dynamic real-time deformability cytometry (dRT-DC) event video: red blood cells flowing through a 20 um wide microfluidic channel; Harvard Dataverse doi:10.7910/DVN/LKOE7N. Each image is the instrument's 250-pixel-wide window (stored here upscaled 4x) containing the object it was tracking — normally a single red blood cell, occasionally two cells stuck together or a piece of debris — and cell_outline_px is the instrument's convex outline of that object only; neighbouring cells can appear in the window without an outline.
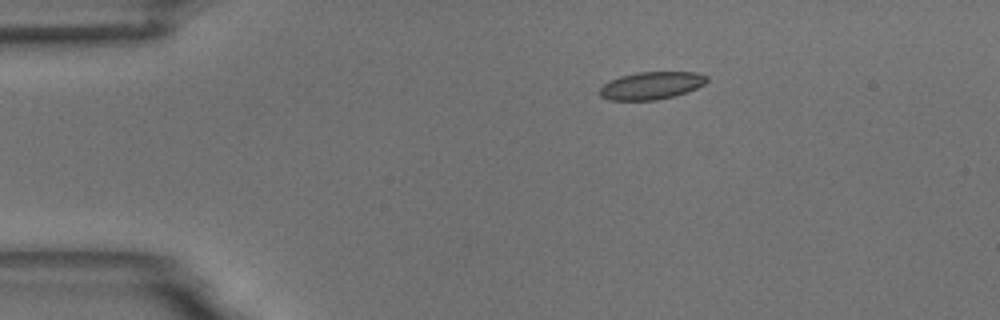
{"species": "common noctule bat (a hibernating species)", "species_latin": "Nyctalus noctula", "temperature_condition": "room temperature", "stored_images_in_passage": 47, "camera_frame_rate_fps": 3000, "um_per_image_px": 0.085, "animal": {"sex": "male", "body_mass_g": 18.8}, "frame": {"image": 1, "passage_image": 1, "time_ms": 0.0, "image_size_px": [1000, 320], "cell_outline_px": [[708, 80], [704, 84], [688, 92], [656, 100], [608, 100], [600, 96], [600, 88], [608, 80], [620, 76], [636, 72], [696, 72], [708, 76]], "centroid_in_image_um": [55.35, 7.27], "position_along_channel_um": 29.6, "area_um2": 17.28}}
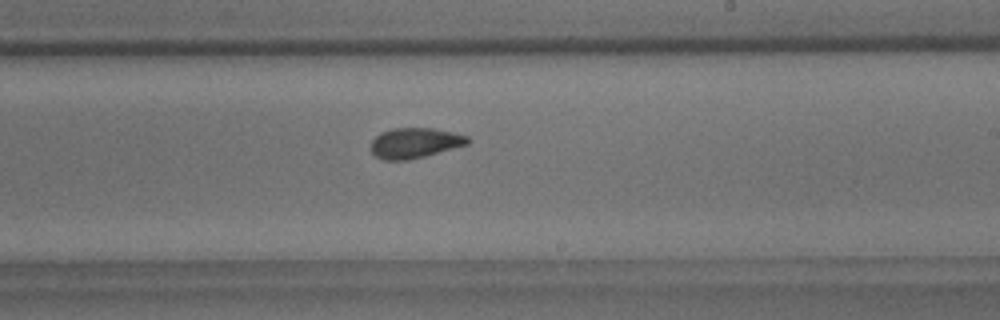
{"frame": {"image": 2, "passage_image": 24, "time_ms": 7.667, "image_size_px": [1000, 320], "cell_outline_px": [[472, 140], [468, 144], [424, 156], [408, 160], [384, 160], [376, 156], [372, 152], [372, 140], [380, 132], [392, 128], [432, 128], [452, 132], [468, 136]], "centroid_in_image_um": [35.27, 12.14], "position_along_channel_um": 253.7, "area_um2": 16.99}}
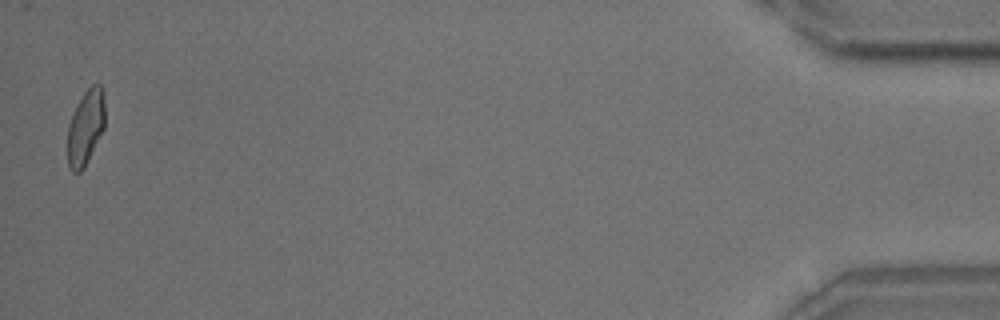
{"frame": {"image": 3, "passage_image": 46, "time_ms": 15.0, "image_size_px": [1000, 320], "cell_outline_px": [[104, 128], [84, 168], [80, 172], [72, 172], [68, 164], [68, 124], [72, 112], [76, 104], [84, 92], [92, 84], [100, 84], [104, 88]], "centroid_in_image_um": [7.27, 10.78], "position_along_channel_um": 427.9, "area_um2": 16.47}, "authors_computed_cell_mechanics": {"area_um2": 17.1666, "velocity_mm_per_s": 3.6099, "shape_relaxation_time_tau1_ms": 4.6407, "shape_relaxation_time_tau2_ms": 1.5364, "deformation_change_tau1": 0.1324, "deformation_change_tau2": 0.0663}}